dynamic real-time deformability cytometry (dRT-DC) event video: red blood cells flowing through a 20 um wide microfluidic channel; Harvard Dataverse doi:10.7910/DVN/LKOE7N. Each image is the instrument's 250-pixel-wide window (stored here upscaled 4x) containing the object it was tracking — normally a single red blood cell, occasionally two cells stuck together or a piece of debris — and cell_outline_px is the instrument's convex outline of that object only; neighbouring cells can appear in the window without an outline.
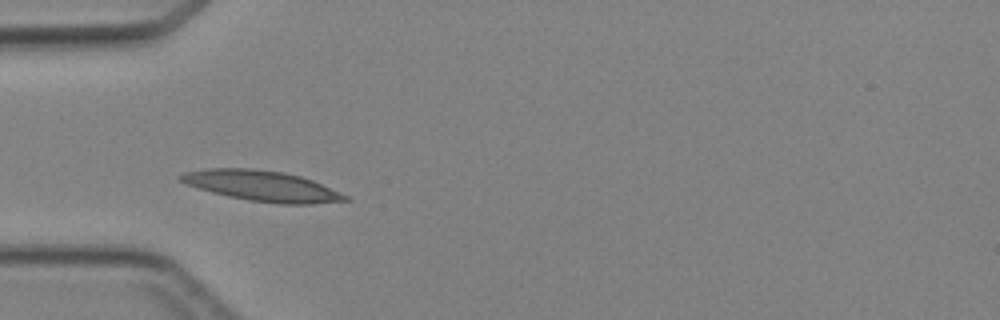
{"species": "Egyptian fruit bat (a non-hibernating species)", "species_latin": "Rousettus aegyptiacus", "temperature_condition": "cold", "stored_images_in_passage": 3, "camera_frame_rate_fps": 3000, "um_per_image_px": 0.085, "animal": {"sex": "female"}, "frame": {"image": 1, "passage_image": 2, "time_ms": 1.333, "image_size_px": [1000, 320], "cell_outline_px": [[352, 200], [312, 204], [280, 204], [248, 200], [228, 196], [212, 192], [176, 180], [176, 176], [184, 172], [208, 168], [252, 168], [284, 172], [300, 176], [312, 180], [348, 196]], "centroid_in_image_um": [22.25, 15.8], "position_along_channel_um": 62.8, "area_um2": 29.25}}
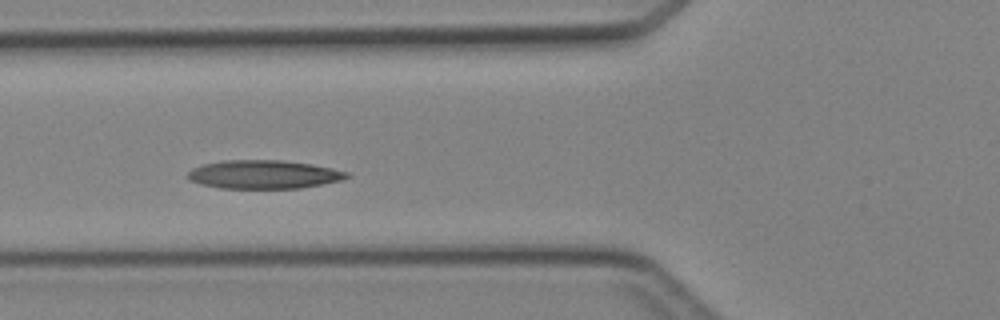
{"frame": {"image": 2, "passage_image": 3, "time_ms": 2.333, "image_size_px": [1000, 320], "cell_outline_px": [[352, 176], [340, 180], [300, 188], [220, 188], [200, 184], [188, 180], [188, 172], [192, 168], [204, 164], [224, 160], [280, 160], [312, 164], [332, 168], [348, 172]], "centroid_in_image_um": [22.4, 14.82], "position_along_channel_um": 103.4, "area_um2": 26.36}}